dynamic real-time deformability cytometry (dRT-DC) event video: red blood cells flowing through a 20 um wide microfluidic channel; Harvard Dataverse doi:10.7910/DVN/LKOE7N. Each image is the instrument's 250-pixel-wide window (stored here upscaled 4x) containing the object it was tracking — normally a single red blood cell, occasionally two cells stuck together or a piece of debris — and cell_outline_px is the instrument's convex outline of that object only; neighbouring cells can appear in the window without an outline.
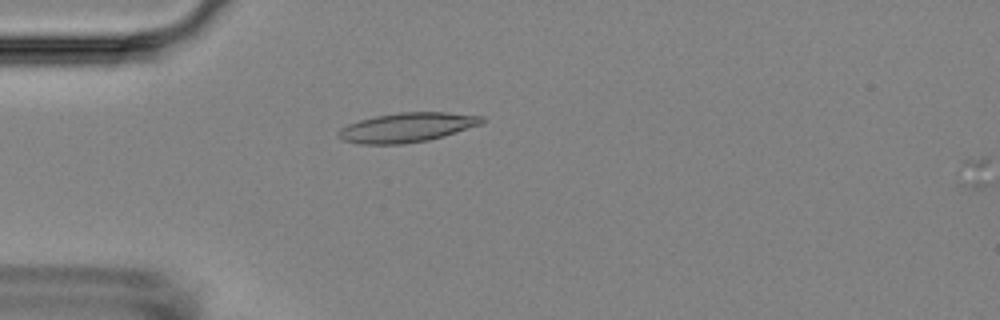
{"species": "Egyptian fruit bat (a non-hibernating species)", "species_latin": "Rousettus aegyptiacus", "temperature_condition": "room temperature", "stored_images_in_passage": 17, "camera_frame_rate_fps": 3000, "um_per_image_px": 0.085, "animal": {"sex": "female"}, "frame": {"image": 1, "passage_image": 15, "time_ms": 4.667, "image_size_px": [1000, 320], "cell_outline_px": [[484, 120], [480, 124], [444, 136], [428, 140], [404, 144], [360, 144], [344, 140], [336, 136], [336, 132], [340, 128], [348, 124], [360, 120], [376, 116], [400, 112], [448, 112], [484, 116]], "centroid_in_image_um": [34.57, 10.83], "position_along_channel_um": 50.4, "area_um2": 24.57}}